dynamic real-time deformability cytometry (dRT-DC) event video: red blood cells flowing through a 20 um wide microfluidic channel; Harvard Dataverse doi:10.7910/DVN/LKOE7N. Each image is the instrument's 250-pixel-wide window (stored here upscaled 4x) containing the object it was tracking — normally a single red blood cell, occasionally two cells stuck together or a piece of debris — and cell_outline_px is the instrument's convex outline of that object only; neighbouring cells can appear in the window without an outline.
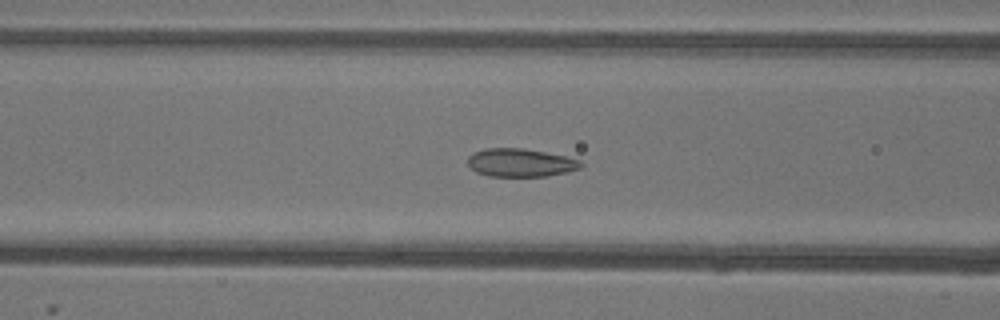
{"species": "common noctule bat (a hibernating species)", "species_latin": "Nyctalus noctula", "temperature_condition": "warm", "stored_images_in_passage": 44, "camera_frame_rate_fps": 3000, "um_per_image_px": 0.085, "animal": {"sex": "female"}, "frame": {"image": 1, "passage_image": 11, "time_ms": 3.333, "image_size_px": [1000, 320], "cell_outline_px": [[584, 164], [580, 168], [568, 172], [548, 176], [488, 176], [476, 172], [468, 164], [468, 156], [472, 152], [484, 148], [524, 148], [564, 156], [580, 160]], "centroid_in_image_um": [44.23, 13.82], "position_along_channel_um": 122.4, "area_um2": 18.67}}
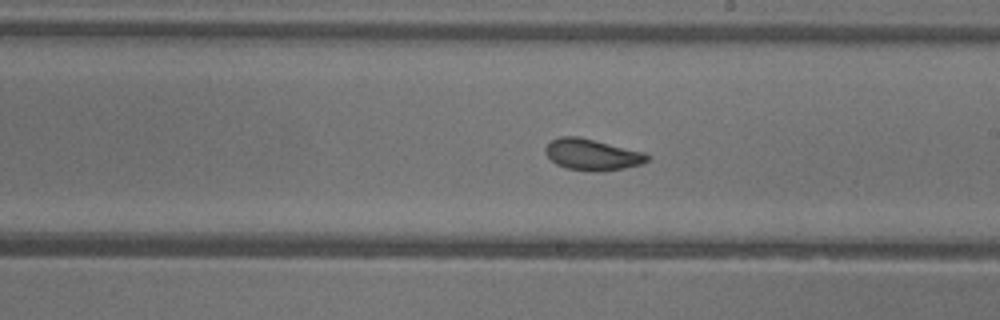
{"frame": {"image": 2, "passage_image": 20, "time_ms": 6.333, "image_size_px": [1000, 320], "cell_outline_px": [[652, 156], [648, 160], [640, 164], [624, 168], [596, 172], [588, 172], [568, 168], [556, 164], [544, 152], [544, 148], [552, 140], [560, 136], [580, 136], [644, 152]], "centroid_in_image_um": [50.34, 13.14], "position_along_channel_um": 238.7, "area_um2": 18.67}}
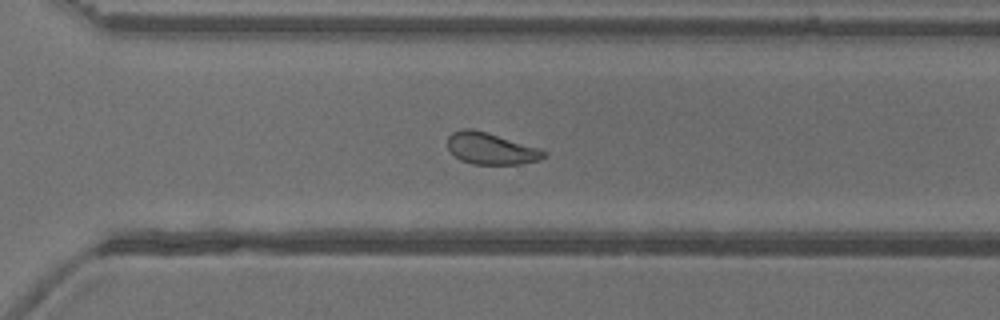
{"frame": {"image": 3, "passage_image": 27, "time_ms": 8.667, "image_size_px": [1000, 320], "cell_outline_px": [[548, 156], [540, 160], [520, 164], [472, 164], [460, 160], [448, 148], [448, 136], [452, 132], [460, 128], [472, 128], [488, 132], [540, 148], [548, 152]], "centroid_in_image_um": [41.76, 12.62], "position_along_channel_um": 328.8, "area_um2": 18.03}, "authors_computed_cell_mechanics": {"area_um2": 19.1029, "velocity_mm_per_s": 3.8787, "shape_relaxation_time_tau1_ms": 5.3463, "shape_relaxation_time_tau2_ms": 1.3156, "deformation_change_tau1": 0.1017, "deformation_change_tau2": 0.0521}}